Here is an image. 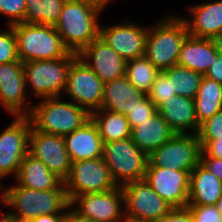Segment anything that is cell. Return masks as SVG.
Returning a JSON list of instances; mask_svg holds the SVG:
<instances>
[{"instance_id": "cell-25", "label": "cell", "mask_w": 222, "mask_h": 222, "mask_svg": "<svg viewBox=\"0 0 222 222\" xmlns=\"http://www.w3.org/2000/svg\"><path fill=\"white\" fill-rule=\"evenodd\" d=\"M174 134L158 112L131 129L132 141L147 156L167 142Z\"/></svg>"}, {"instance_id": "cell-4", "label": "cell", "mask_w": 222, "mask_h": 222, "mask_svg": "<svg viewBox=\"0 0 222 222\" xmlns=\"http://www.w3.org/2000/svg\"><path fill=\"white\" fill-rule=\"evenodd\" d=\"M58 98H44L40 104L32 106L28 117L36 130L65 136L91 119L86 109L72 102L59 101Z\"/></svg>"}, {"instance_id": "cell-37", "label": "cell", "mask_w": 222, "mask_h": 222, "mask_svg": "<svg viewBox=\"0 0 222 222\" xmlns=\"http://www.w3.org/2000/svg\"><path fill=\"white\" fill-rule=\"evenodd\" d=\"M194 222H222L215 205H187Z\"/></svg>"}, {"instance_id": "cell-45", "label": "cell", "mask_w": 222, "mask_h": 222, "mask_svg": "<svg viewBox=\"0 0 222 222\" xmlns=\"http://www.w3.org/2000/svg\"><path fill=\"white\" fill-rule=\"evenodd\" d=\"M216 209L218 210V212L221 214L222 216V195L221 197L217 200L216 204H215Z\"/></svg>"}, {"instance_id": "cell-18", "label": "cell", "mask_w": 222, "mask_h": 222, "mask_svg": "<svg viewBox=\"0 0 222 222\" xmlns=\"http://www.w3.org/2000/svg\"><path fill=\"white\" fill-rule=\"evenodd\" d=\"M77 57L89 66L103 83L125 76L126 61L100 37L84 47Z\"/></svg>"}, {"instance_id": "cell-47", "label": "cell", "mask_w": 222, "mask_h": 222, "mask_svg": "<svg viewBox=\"0 0 222 222\" xmlns=\"http://www.w3.org/2000/svg\"><path fill=\"white\" fill-rule=\"evenodd\" d=\"M2 214H3V216L1 217L0 222H2V221H3V218L7 215V214H5V213H2Z\"/></svg>"}, {"instance_id": "cell-33", "label": "cell", "mask_w": 222, "mask_h": 222, "mask_svg": "<svg viewBox=\"0 0 222 222\" xmlns=\"http://www.w3.org/2000/svg\"><path fill=\"white\" fill-rule=\"evenodd\" d=\"M9 31L0 32V64L18 61L17 41L12 26Z\"/></svg>"}, {"instance_id": "cell-44", "label": "cell", "mask_w": 222, "mask_h": 222, "mask_svg": "<svg viewBox=\"0 0 222 222\" xmlns=\"http://www.w3.org/2000/svg\"><path fill=\"white\" fill-rule=\"evenodd\" d=\"M2 222H28V221H25V220H23V219L14 217V216H12L11 214L8 213V214L3 218V221H2Z\"/></svg>"}, {"instance_id": "cell-17", "label": "cell", "mask_w": 222, "mask_h": 222, "mask_svg": "<svg viewBox=\"0 0 222 222\" xmlns=\"http://www.w3.org/2000/svg\"><path fill=\"white\" fill-rule=\"evenodd\" d=\"M148 29L134 23L100 27L99 37L126 62L144 56Z\"/></svg>"}, {"instance_id": "cell-43", "label": "cell", "mask_w": 222, "mask_h": 222, "mask_svg": "<svg viewBox=\"0 0 222 222\" xmlns=\"http://www.w3.org/2000/svg\"><path fill=\"white\" fill-rule=\"evenodd\" d=\"M63 216L64 214H43L28 222H63Z\"/></svg>"}, {"instance_id": "cell-2", "label": "cell", "mask_w": 222, "mask_h": 222, "mask_svg": "<svg viewBox=\"0 0 222 222\" xmlns=\"http://www.w3.org/2000/svg\"><path fill=\"white\" fill-rule=\"evenodd\" d=\"M2 195V203L15 208L9 214L25 221L43 214H64L63 211L71 207L66 190L41 191L17 184L3 189Z\"/></svg>"}, {"instance_id": "cell-29", "label": "cell", "mask_w": 222, "mask_h": 222, "mask_svg": "<svg viewBox=\"0 0 222 222\" xmlns=\"http://www.w3.org/2000/svg\"><path fill=\"white\" fill-rule=\"evenodd\" d=\"M161 72L171 81L172 92H175L176 95L190 99L196 97L203 77L202 74L179 65Z\"/></svg>"}, {"instance_id": "cell-35", "label": "cell", "mask_w": 222, "mask_h": 222, "mask_svg": "<svg viewBox=\"0 0 222 222\" xmlns=\"http://www.w3.org/2000/svg\"><path fill=\"white\" fill-rule=\"evenodd\" d=\"M26 0H0V14L10 18L9 25L25 22Z\"/></svg>"}, {"instance_id": "cell-26", "label": "cell", "mask_w": 222, "mask_h": 222, "mask_svg": "<svg viewBox=\"0 0 222 222\" xmlns=\"http://www.w3.org/2000/svg\"><path fill=\"white\" fill-rule=\"evenodd\" d=\"M222 195V181L200 163L190 173L188 205H215Z\"/></svg>"}, {"instance_id": "cell-24", "label": "cell", "mask_w": 222, "mask_h": 222, "mask_svg": "<svg viewBox=\"0 0 222 222\" xmlns=\"http://www.w3.org/2000/svg\"><path fill=\"white\" fill-rule=\"evenodd\" d=\"M145 96L124 76L104 83L101 109L126 116Z\"/></svg>"}, {"instance_id": "cell-20", "label": "cell", "mask_w": 222, "mask_h": 222, "mask_svg": "<svg viewBox=\"0 0 222 222\" xmlns=\"http://www.w3.org/2000/svg\"><path fill=\"white\" fill-rule=\"evenodd\" d=\"M157 112L175 134H187V129H192V134H198L200 125L196 117L194 99L174 95L159 105Z\"/></svg>"}, {"instance_id": "cell-12", "label": "cell", "mask_w": 222, "mask_h": 222, "mask_svg": "<svg viewBox=\"0 0 222 222\" xmlns=\"http://www.w3.org/2000/svg\"><path fill=\"white\" fill-rule=\"evenodd\" d=\"M31 126L28 116H16L0 134V179L10 173L17 176L19 166L28 153Z\"/></svg>"}, {"instance_id": "cell-38", "label": "cell", "mask_w": 222, "mask_h": 222, "mask_svg": "<svg viewBox=\"0 0 222 222\" xmlns=\"http://www.w3.org/2000/svg\"><path fill=\"white\" fill-rule=\"evenodd\" d=\"M201 144L200 156L222 158V137L217 140H199Z\"/></svg>"}, {"instance_id": "cell-39", "label": "cell", "mask_w": 222, "mask_h": 222, "mask_svg": "<svg viewBox=\"0 0 222 222\" xmlns=\"http://www.w3.org/2000/svg\"><path fill=\"white\" fill-rule=\"evenodd\" d=\"M155 222H194L187 207L172 208L165 216Z\"/></svg>"}, {"instance_id": "cell-34", "label": "cell", "mask_w": 222, "mask_h": 222, "mask_svg": "<svg viewBox=\"0 0 222 222\" xmlns=\"http://www.w3.org/2000/svg\"><path fill=\"white\" fill-rule=\"evenodd\" d=\"M157 112L155 104L145 96L137 105L126 115L131 129L152 117Z\"/></svg>"}, {"instance_id": "cell-42", "label": "cell", "mask_w": 222, "mask_h": 222, "mask_svg": "<svg viewBox=\"0 0 222 222\" xmlns=\"http://www.w3.org/2000/svg\"><path fill=\"white\" fill-rule=\"evenodd\" d=\"M63 222H96L88 217L81 216L75 209L65 212Z\"/></svg>"}, {"instance_id": "cell-21", "label": "cell", "mask_w": 222, "mask_h": 222, "mask_svg": "<svg viewBox=\"0 0 222 222\" xmlns=\"http://www.w3.org/2000/svg\"><path fill=\"white\" fill-rule=\"evenodd\" d=\"M63 138L71 162L103 156V141L92 119Z\"/></svg>"}, {"instance_id": "cell-40", "label": "cell", "mask_w": 222, "mask_h": 222, "mask_svg": "<svg viewBox=\"0 0 222 222\" xmlns=\"http://www.w3.org/2000/svg\"><path fill=\"white\" fill-rule=\"evenodd\" d=\"M199 163L222 181V158L200 156Z\"/></svg>"}, {"instance_id": "cell-19", "label": "cell", "mask_w": 222, "mask_h": 222, "mask_svg": "<svg viewBox=\"0 0 222 222\" xmlns=\"http://www.w3.org/2000/svg\"><path fill=\"white\" fill-rule=\"evenodd\" d=\"M222 49V41L188 35L182 44L177 65L186 67L203 76Z\"/></svg>"}, {"instance_id": "cell-27", "label": "cell", "mask_w": 222, "mask_h": 222, "mask_svg": "<svg viewBox=\"0 0 222 222\" xmlns=\"http://www.w3.org/2000/svg\"><path fill=\"white\" fill-rule=\"evenodd\" d=\"M91 119L97 126L103 143L131 137V127L124 114L100 108L91 113Z\"/></svg>"}, {"instance_id": "cell-30", "label": "cell", "mask_w": 222, "mask_h": 222, "mask_svg": "<svg viewBox=\"0 0 222 222\" xmlns=\"http://www.w3.org/2000/svg\"><path fill=\"white\" fill-rule=\"evenodd\" d=\"M66 0H26L25 22L55 26Z\"/></svg>"}, {"instance_id": "cell-3", "label": "cell", "mask_w": 222, "mask_h": 222, "mask_svg": "<svg viewBox=\"0 0 222 222\" xmlns=\"http://www.w3.org/2000/svg\"><path fill=\"white\" fill-rule=\"evenodd\" d=\"M12 28L18 57L23 63L59 59L70 53L54 26L23 22L12 25Z\"/></svg>"}, {"instance_id": "cell-31", "label": "cell", "mask_w": 222, "mask_h": 222, "mask_svg": "<svg viewBox=\"0 0 222 222\" xmlns=\"http://www.w3.org/2000/svg\"><path fill=\"white\" fill-rule=\"evenodd\" d=\"M160 73L161 71L145 56L126 62L125 76L137 90L146 95Z\"/></svg>"}, {"instance_id": "cell-15", "label": "cell", "mask_w": 222, "mask_h": 222, "mask_svg": "<svg viewBox=\"0 0 222 222\" xmlns=\"http://www.w3.org/2000/svg\"><path fill=\"white\" fill-rule=\"evenodd\" d=\"M79 203L77 211L81 216L96 222H127L124 205V195L121 186L115 189L76 196L70 206ZM122 220V221H121Z\"/></svg>"}, {"instance_id": "cell-6", "label": "cell", "mask_w": 222, "mask_h": 222, "mask_svg": "<svg viewBox=\"0 0 222 222\" xmlns=\"http://www.w3.org/2000/svg\"><path fill=\"white\" fill-rule=\"evenodd\" d=\"M102 158L117 186L145 178L148 156L131 137L103 143Z\"/></svg>"}, {"instance_id": "cell-7", "label": "cell", "mask_w": 222, "mask_h": 222, "mask_svg": "<svg viewBox=\"0 0 222 222\" xmlns=\"http://www.w3.org/2000/svg\"><path fill=\"white\" fill-rule=\"evenodd\" d=\"M76 57V53L70 52L59 59L24 62L26 85L30 84L34 94L43 99L60 97L66 87L68 69Z\"/></svg>"}, {"instance_id": "cell-22", "label": "cell", "mask_w": 222, "mask_h": 222, "mask_svg": "<svg viewBox=\"0 0 222 222\" xmlns=\"http://www.w3.org/2000/svg\"><path fill=\"white\" fill-rule=\"evenodd\" d=\"M193 17L185 19L189 35L222 41V0L191 6Z\"/></svg>"}, {"instance_id": "cell-11", "label": "cell", "mask_w": 222, "mask_h": 222, "mask_svg": "<svg viewBox=\"0 0 222 222\" xmlns=\"http://www.w3.org/2000/svg\"><path fill=\"white\" fill-rule=\"evenodd\" d=\"M104 83L81 59L76 57L67 73L65 91L71 102L86 109L90 114L101 108Z\"/></svg>"}, {"instance_id": "cell-14", "label": "cell", "mask_w": 222, "mask_h": 222, "mask_svg": "<svg viewBox=\"0 0 222 222\" xmlns=\"http://www.w3.org/2000/svg\"><path fill=\"white\" fill-rule=\"evenodd\" d=\"M28 153L42 161L49 171L63 181L68 177L71 160L63 136L30 129Z\"/></svg>"}, {"instance_id": "cell-5", "label": "cell", "mask_w": 222, "mask_h": 222, "mask_svg": "<svg viewBox=\"0 0 222 222\" xmlns=\"http://www.w3.org/2000/svg\"><path fill=\"white\" fill-rule=\"evenodd\" d=\"M189 35L184 19L166 17L149 28L144 56L160 71L177 65L180 50Z\"/></svg>"}, {"instance_id": "cell-23", "label": "cell", "mask_w": 222, "mask_h": 222, "mask_svg": "<svg viewBox=\"0 0 222 222\" xmlns=\"http://www.w3.org/2000/svg\"><path fill=\"white\" fill-rule=\"evenodd\" d=\"M17 184L35 190H66L64 181L49 171L46 165L27 153L22 160L17 176Z\"/></svg>"}, {"instance_id": "cell-10", "label": "cell", "mask_w": 222, "mask_h": 222, "mask_svg": "<svg viewBox=\"0 0 222 222\" xmlns=\"http://www.w3.org/2000/svg\"><path fill=\"white\" fill-rule=\"evenodd\" d=\"M201 144L197 134H174L148 156L147 166L192 170L200 161Z\"/></svg>"}, {"instance_id": "cell-28", "label": "cell", "mask_w": 222, "mask_h": 222, "mask_svg": "<svg viewBox=\"0 0 222 222\" xmlns=\"http://www.w3.org/2000/svg\"><path fill=\"white\" fill-rule=\"evenodd\" d=\"M194 102L197 121L201 125L222 110V84L203 76Z\"/></svg>"}, {"instance_id": "cell-13", "label": "cell", "mask_w": 222, "mask_h": 222, "mask_svg": "<svg viewBox=\"0 0 222 222\" xmlns=\"http://www.w3.org/2000/svg\"><path fill=\"white\" fill-rule=\"evenodd\" d=\"M192 170L147 166L145 180L173 208L187 207Z\"/></svg>"}, {"instance_id": "cell-46", "label": "cell", "mask_w": 222, "mask_h": 222, "mask_svg": "<svg viewBox=\"0 0 222 222\" xmlns=\"http://www.w3.org/2000/svg\"><path fill=\"white\" fill-rule=\"evenodd\" d=\"M90 1H93V2L101 5L102 7H105V5H107L106 3H108L111 0H90Z\"/></svg>"}, {"instance_id": "cell-1", "label": "cell", "mask_w": 222, "mask_h": 222, "mask_svg": "<svg viewBox=\"0 0 222 222\" xmlns=\"http://www.w3.org/2000/svg\"><path fill=\"white\" fill-rule=\"evenodd\" d=\"M104 9L90 0H66L55 29L70 52L78 54L99 37V13Z\"/></svg>"}, {"instance_id": "cell-36", "label": "cell", "mask_w": 222, "mask_h": 222, "mask_svg": "<svg viewBox=\"0 0 222 222\" xmlns=\"http://www.w3.org/2000/svg\"><path fill=\"white\" fill-rule=\"evenodd\" d=\"M197 135L199 140H217V137H222V110L204 121Z\"/></svg>"}, {"instance_id": "cell-32", "label": "cell", "mask_w": 222, "mask_h": 222, "mask_svg": "<svg viewBox=\"0 0 222 222\" xmlns=\"http://www.w3.org/2000/svg\"><path fill=\"white\" fill-rule=\"evenodd\" d=\"M174 95L176 94L172 92L171 81L161 72L146 96L158 107L166 99H170Z\"/></svg>"}, {"instance_id": "cell-16", "label": "cell", "mask_w": 222, "mask_h": 222, "mask_svg": "<svg viewBox=\"0 0 222 222\" xmlns=\"http://www.w3.org/2000/svg\"><path fill=\"white\" fill-rule=\"evenodd\" d=\"M26 86L21 60L0 64V100L7 112L14 116H28L31 112L32 107L25 105Z\"/></svg>"}, {"instance_id": "cell-41", "label": "cell", "mask_w": 222, "mask_h": 222, "mask_svg": "<svg viewBox=\"0 0 222 222\" xmlns=\"http://www.w3.org/2000/svg\"><path fill=\"white\" fill-rule=\"evenodd\" d=\"M204 76L222 84V49L215 55L214 62Z\"/></svg>"}, {"instance_id": "cell-9", "label": "cell", "mask_w": 222, "mask_h": 222, "mask_svg": "<svg viewBox=\"0 0 222 222\" xmlns=\"http://www.w3.org/2000/svg\"><path fill=\"white\" fill-rule=\"evenodd\" d=\"M121 188L127 222H155L173 208L145 179L126 183Z\"/></svg>"}, {"instance_id": "cell-8", "label": "cell", "mask_w": 222, "mask_h": 222, "mask_svg": "<svg viewBox=\"0 0 222 222\" xmlns=\"http://www.w3.org/2000/svg\"><path fill=\"white\" fill-rule=\"evenodd\" d=\"M64 187L71 202L76 196L105 192L118 186L103 158H97L72 162Z\"/></svg>"}]
</instances>
